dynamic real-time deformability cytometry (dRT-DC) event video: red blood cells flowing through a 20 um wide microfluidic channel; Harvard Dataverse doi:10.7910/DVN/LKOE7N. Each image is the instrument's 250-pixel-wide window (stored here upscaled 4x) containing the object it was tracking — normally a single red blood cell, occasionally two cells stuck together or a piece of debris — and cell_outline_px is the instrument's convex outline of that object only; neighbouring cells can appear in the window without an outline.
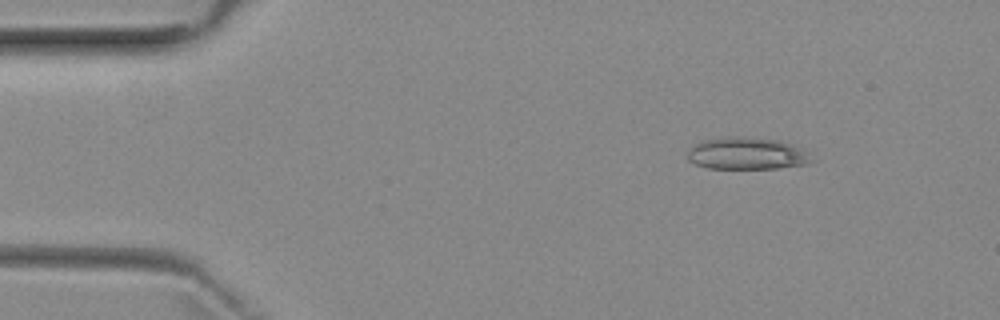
{"species": "common noctule bat (a hibernating species)", "species_latin": "Nyctalus noctula", "temperature_condition": "room temperature", "stored_images_in_passage": 6, "camera_frame_rate_fps": 3000, "um_per_image_px": 0.085, "animal": {"sex": "female", "body_mass_g": 29.2, "forearm_length_mm": 56.3}, "frame": {"image": 1, "passage_image": 6, "time_ms": 6.0, "image_size_px": [1000, 320], "cell_outline_px": [[816, 160], [808, 164], [776, 168], [708, 168], [696, 164], [688, 160], [688, 148], [700, 140], [732, 136], [740, 136], [780, 140], [792, 144], [808, 152]], "centroid_in_image_um": [63.5, 13.04], "position_along_channel_um": 21.5, "area_um2": 23.47}}